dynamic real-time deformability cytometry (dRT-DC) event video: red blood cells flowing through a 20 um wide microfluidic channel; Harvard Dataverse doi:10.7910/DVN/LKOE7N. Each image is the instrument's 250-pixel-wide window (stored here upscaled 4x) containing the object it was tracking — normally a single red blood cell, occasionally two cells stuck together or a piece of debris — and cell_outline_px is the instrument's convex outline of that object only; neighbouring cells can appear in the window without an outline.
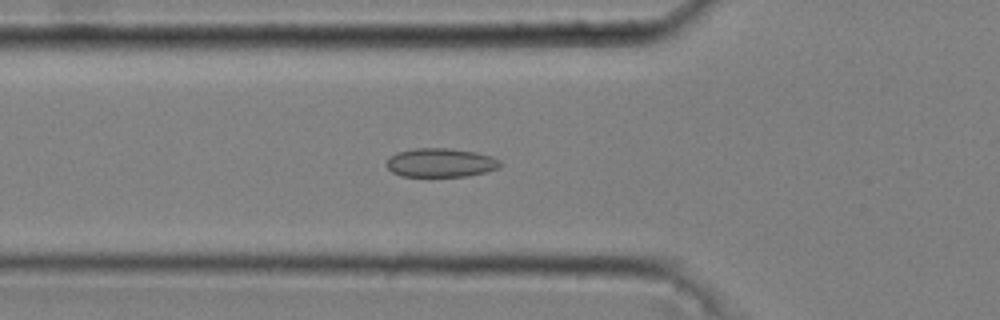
{"species": "common noctule bat (a hibernating species)", "species_latin": "Nyctalus noctula", "temperature_condition": "cold", "stored_images_in_passage": 53, "camera_frame_rate_fps": 3000, "um_per_image_px": 0.085, "animal": {"sex": "male", "body_mass_g": 20.4}, "frame": {"image": 1, "passage_image": 19, "time_ms": 6.0, "image_size_px": [1000, 320], "cell_outline_px": [[504, 164], [500, 168], [484, 172], [464, 176], [400, 176], [392, 172], [384, 164], [388, 156], [396, 152], [416, 148], [452, 148], [476, 152], [492, 156], [500, 160]], "centroid_in_image_um": [37.44, 13.82], "position_along_channel_um": 88.4, "area_um2": 19.42}}
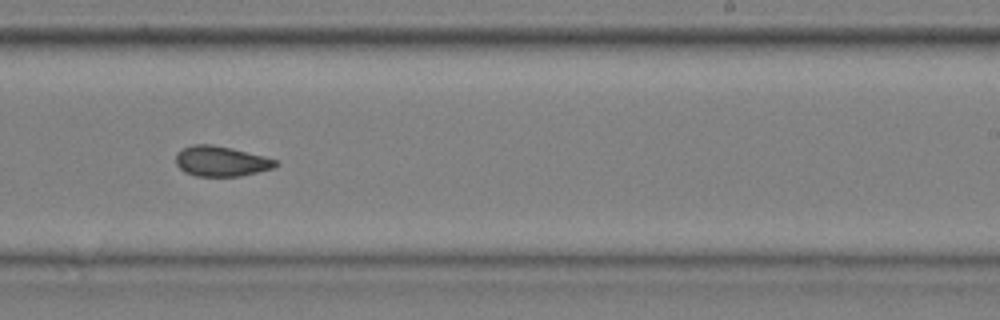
{"frame": {"image": 2, "passage_image": 34, "time_ms": 11.0, "image_size_px": [1000, 320], "cell_outline_px": [[280, 164], [272, 168], [240, 176], [196, 176], [184, 172], [176, 164], [176, 152], [192, 144], [212, 144], [232, 148], [264, 156], [276, 160]], "centroid_in_image_um": [18.77, 13.7], "position_along_channel_um": 270.2, "area_um2": 17.57}}
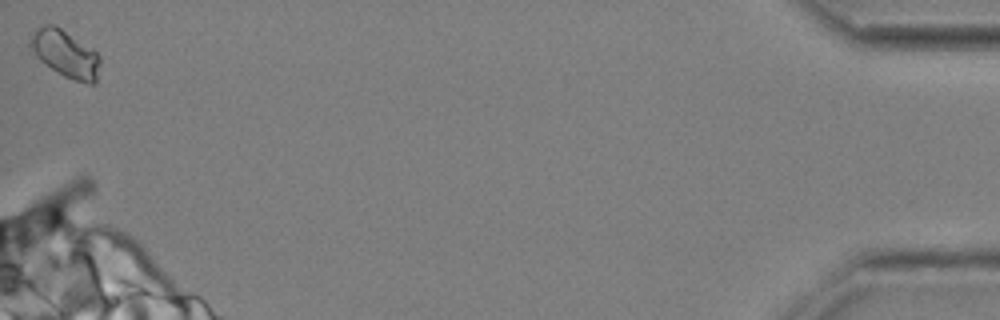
{"frame": {"image": 3, "passage_image": 53, "time_ms": 17.333, "image_size_px": [1000, 320], "cell_outline_px": [[100, 64], [96, 80], [92, 84], [88, 84], [72, 80], [64, 76], [40, 60], [36, 56], [28, 44], [28, 36], [36, 28], [44, 24], [56, 24], [92, 48], [100, 56]], "centroid_in_image_um": [5.53, 4.53], "position_along_channel_um": 429.7, "area_um2": 19.42}, "authors_computed_cell_mechanics": {"area_um2": 17.918, "velocity_mm_per_s": 3.6342, "shape_relaxation_time_tau1_ms": null, "shape_relaxation_time_tau2_ms": 3.0195, "deformation_change_tau1": null, "deformation_change_tau2": 0.0623}}